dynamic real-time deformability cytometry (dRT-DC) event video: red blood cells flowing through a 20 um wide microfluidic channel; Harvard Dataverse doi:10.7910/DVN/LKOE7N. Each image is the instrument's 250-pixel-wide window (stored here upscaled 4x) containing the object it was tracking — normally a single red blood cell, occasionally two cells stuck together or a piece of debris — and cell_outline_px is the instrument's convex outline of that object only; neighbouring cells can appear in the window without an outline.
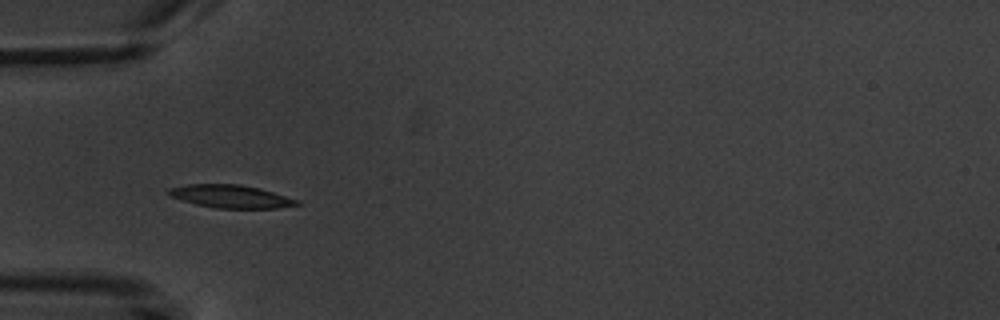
{"species": "common noctule bat (a hibernating species)", "species_latin": "Nyctalus noctula", "temperature_condition": "warm", "stored_images_in_passage": 4, "camera_frame_rate_fps": 3000, "um_per_image_px": 0.085, "animal": {"sex": "male", "body_mass_g": 20.1, "forearm_length_mm": 53.5}, "frame": {"image": 1, "passage_image": 3, "time_ms": 3.333, "image_size_px": [1000, 320], "cell_outline_px": [[304, 204], [276, 208], [216, 208], [196, 204], [180, 200], [172, 196], [168, 192], [168, 188], [188, 184], [240, 184], [260, 188], [300, 200]], "centroid_in_image_um": [19.67, 16.69], "position_along_channel_um": 65.3, "area_um2": 17.22}}